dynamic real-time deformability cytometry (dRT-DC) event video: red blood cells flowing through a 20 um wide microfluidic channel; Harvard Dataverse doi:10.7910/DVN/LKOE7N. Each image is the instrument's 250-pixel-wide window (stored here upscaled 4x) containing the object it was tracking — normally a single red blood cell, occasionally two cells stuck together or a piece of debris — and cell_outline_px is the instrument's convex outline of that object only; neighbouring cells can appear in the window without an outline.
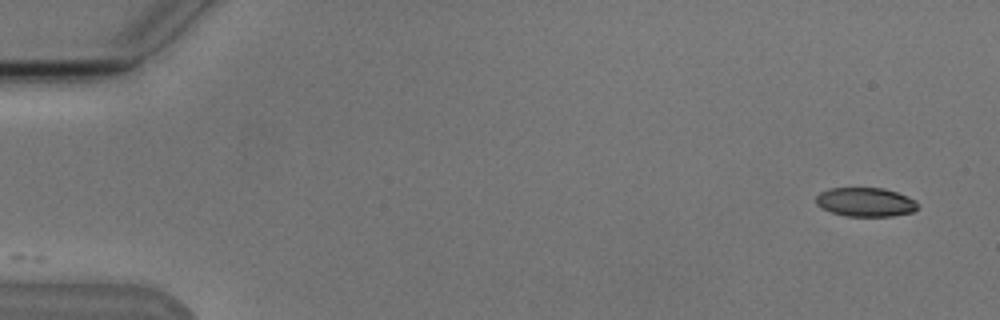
{"species": "Egyptian fruit bat (a non-hibernating species)", "species_latin": "Rousettus aegyptiacus", "temperature_condition": "cold", "stored_images_in_passage": 5, "camera_frame_rate_fps": 3000, "um_per_image_px": 0.085, "animal": {"sex": "male"}, "frame": {"image": 1, "passage_image": 1, "time_ms": 0.0, "image_size_px": [1000, 320], "cell_outline_px": [[920, 204], [912, 212], [892, 216], [848, 216], [832, 212], [820, 208], [816, 204], [816, 196], [820, 192], [828, 188], [884, 188], [908, 196], [916, 200]], "centroid_in_image_um": [73.57, 17.17], "position_along_channel_um": 11.4, "area_um2": 17.28}}